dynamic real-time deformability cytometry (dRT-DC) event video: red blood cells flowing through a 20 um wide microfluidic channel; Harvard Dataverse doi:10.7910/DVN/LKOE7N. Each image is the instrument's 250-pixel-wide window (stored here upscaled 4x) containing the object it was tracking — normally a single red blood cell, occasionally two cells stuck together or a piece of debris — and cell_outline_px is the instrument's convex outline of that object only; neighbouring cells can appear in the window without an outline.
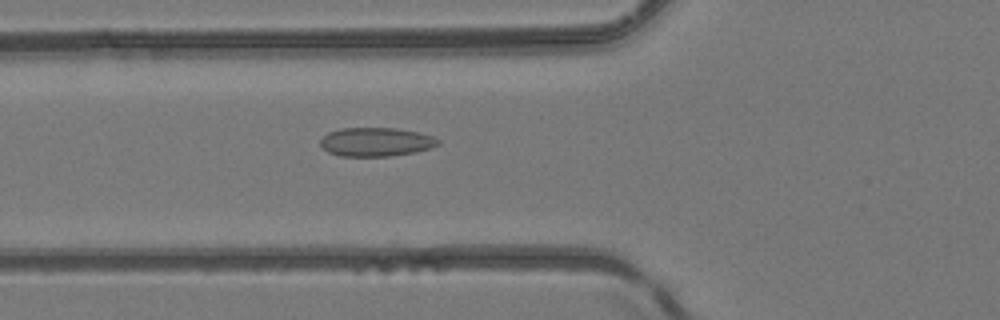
{"species": "common noctule bat (a hibernating species)", "species_latin": "Nyctalus noctula", "temperature_condition": "room temperature", "stored_images_in_passage": 49, "camera_frame_rate_fps": 3000, "um_per_image_px": 0.085, "animal": {"sex": "female", "body_mass_g": 24.6, "forearm_length_mm": 56.2}, "frame": {"image": 1, "passage_image": 18, "time_ms": 5.667, "image_size_px": [1000, 320], "cell_outline_px": [[440, 144], [416, 152], [392, 156], [340, 156], [328, 152], [320, 144], [320, 140], [328, 132], [340, 128], [396, 128], [420, 132], [432, 136], [440, 140]], "centroid_in_image_um": [31.97, 12.06], "position_along_channel_um": 93.8, "area_um2": 19.83}}
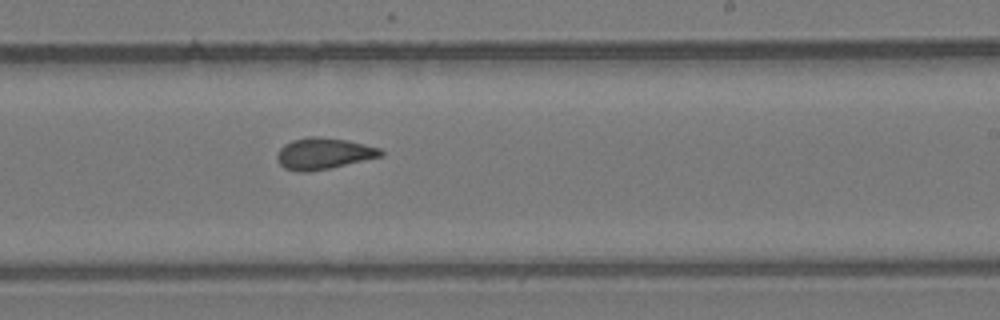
{"frame": {"image": 2, "passage_image": 30, "time_ms": 9.667, "image_size_px": [1000, 320], "cell_outline_px": [[384, 156], [328, 168], [308, 172], [300, 172], [284, 168], [276, 160], [276, 156], [280, 148], [284, 144], [292, 140], [308, 136], [316, 136], [348, 140], [380, 148], [384, 152]], "centroid_in_image_um": [27.49, 13.04], "position_along_channel_um": 261.5, "area_um2": 19.02}}
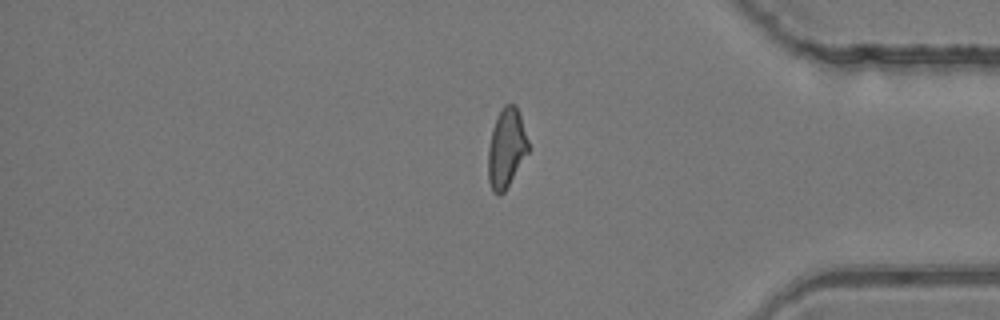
{"frame": {"image": 3, "passage_image": 41, "time_ms": 13.333, "image_size_px": [1000, 320], "cell_outline_px": [[528, 152], [504, 192], [500, 196], [496, 196], [492, 192], [488, 180], [488, 148], [492, 128], [504, 104], [516, 104], [528, 140]], "centroid_in_image_um": [43.02, 12.63], "position_along_channel_um": 392.2, "area_um2": 18.44}, "authors_computed_cell_mechanics": {"area_um2": 19.0162, "velocity_mm_per_s": 4.1773, "shape_relaxation_time_tau1_ms": null, "shape_relaxation_time_tau2_ms": 1.6723, "deformation_change_tau1": null, "deformation_change_tau2": 0.0824}}